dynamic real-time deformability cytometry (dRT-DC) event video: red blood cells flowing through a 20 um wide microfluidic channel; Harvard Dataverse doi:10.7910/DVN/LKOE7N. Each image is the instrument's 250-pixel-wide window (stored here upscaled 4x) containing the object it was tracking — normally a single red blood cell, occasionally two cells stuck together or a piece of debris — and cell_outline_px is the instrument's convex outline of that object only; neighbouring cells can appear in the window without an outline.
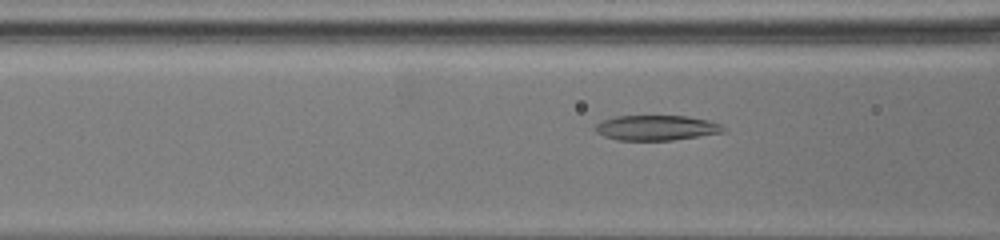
{"species": "common noctule bat (a hibernating species)", "species_latin": "Nyctalus noctula", "temperature_condition": "warm", "stored_images_in_passage": 65, "camera_frame_rate_fps": 3000, "um_per_image_px": 0.085, "animal": {"sex": "female", "body_mass_g": 19.5, "forearm_length_mm": 54.1}, "frame": {"image": 1, "passage_image": 8, "time_ms": 2.0, "image_size_px": [1000, 240], "cell_outline_px": [[724, 132], [672, 140], [616, 140], [604, 136], [596, 132], [592, 128], [596, 124], [604, 120], [616, 116], [688, 116], [708, 120], [720, 124], [724, 128]], "centroid_in_image_um": [55.75, 10.86], "position_along_channel_um": 110.8, "area_um2": 18.67}}
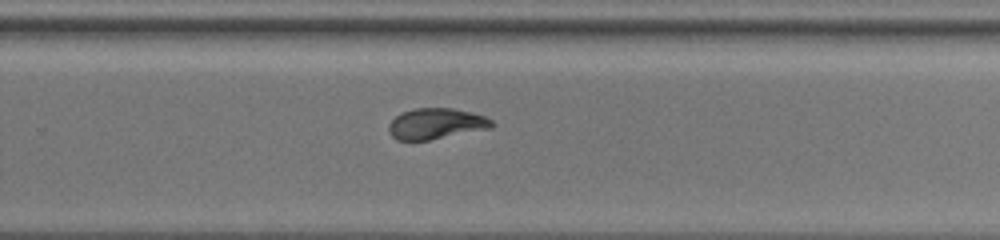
{"frame": {"image": 2, "passage_image": 34, "time_ms": 8.333, "image_size_px": [1000, 240], "cell_outline_px": [[496, 124], [492, 128], [428, 140], [396, 140], [388, 132], [388, 124], [396, 116], [404, 112], [416, 108], [452, 108], [472, 112], [484, 116], [492, 120]], "centroid_in_image_um": [37.08, 10.52], "position_along_channel_um": 292.7, "area_um2": 18.55}}
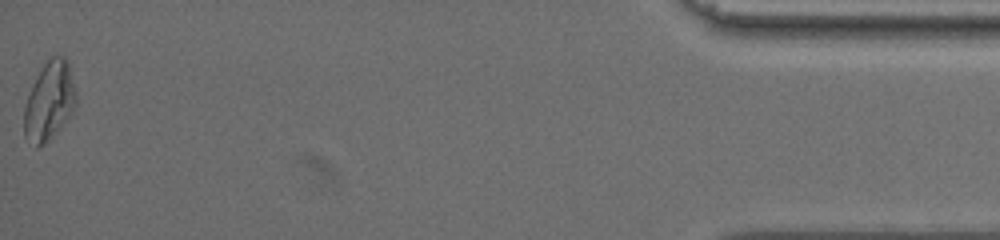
{"frame": {"image": 3, "passage_image": 65, "time_ms": 16.0, "image_size_px": [1000, 240], "cell_outline_px": [[76, 104], [72, 112], [44, 144], [36, 148], [24, 136], [24, 108], [28, 96], [44, 64], [52, 56], [64, 56], [68, 60], [76, 92]], "centroid_in_image_um": [4.2, 8.59], "position_along_channel_um": 431.0, "area_um2": 23.18}}